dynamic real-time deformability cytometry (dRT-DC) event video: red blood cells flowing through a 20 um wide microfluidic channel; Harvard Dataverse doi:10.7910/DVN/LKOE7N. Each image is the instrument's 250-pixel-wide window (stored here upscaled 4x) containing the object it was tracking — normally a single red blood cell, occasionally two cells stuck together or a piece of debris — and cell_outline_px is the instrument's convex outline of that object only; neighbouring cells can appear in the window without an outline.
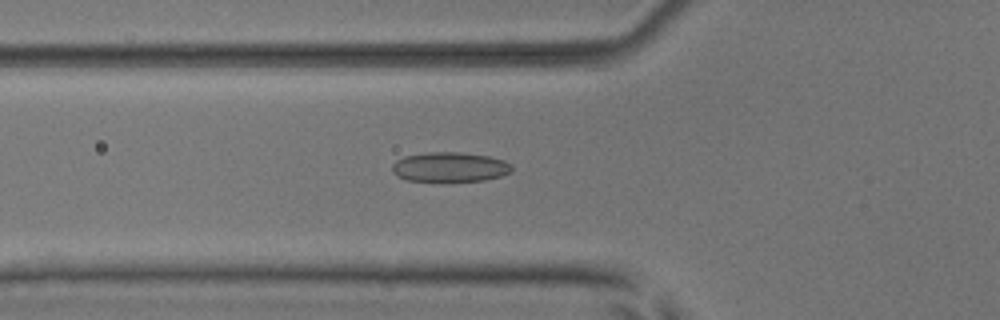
{"species": "common noctule bat (a hibernating species)", "species_latin": "Nyctalus noctula", "temperature_condition": "room temperature", "stored_images_in_passage": 52, "camera_frame_rate_fps": 3000, "um_per_image_px": 0.085, "animal": {"sex": "male", "body_mass_g": 17.9, "forearm_length_mm": 54.2}, "frame": {"image": 1, "passage_image": 18, "time_ms": 5.667, "image_size_px": [1000, 320], "cell_outline_px": [[512, 172], [500, 176], [484, 180], [408, 180], [396, 176], [392, 172], [392, 164], [396, 160], [404, 156], [428, 152], [460, 152], [488, 156], [504, 160], [512, 164]], "centroid_in_image_um": [38.23, 14.18], "position_along_channel_um": 87.6, "area_um2": 20.52}}
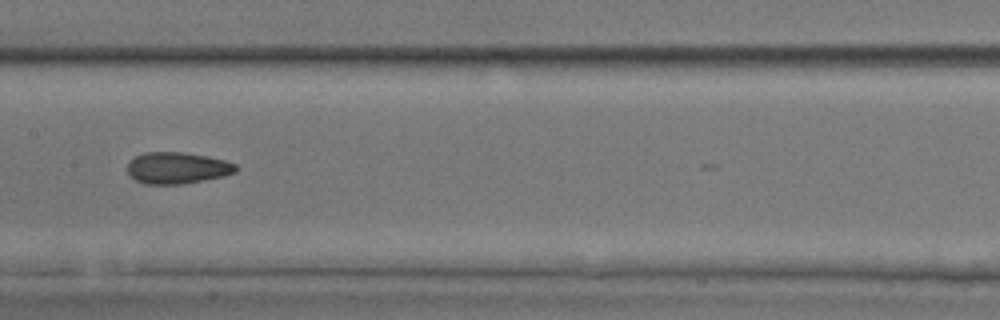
{"frame": {"image": 2, "passage_image": 26, "time_ms": 8.333, "image_size_px": [1000, 320], "cell_outline_px": [[240, 168], [236, 172], [224, 176], [180, 184], [144, 184], [136, 180], [128, 172], [128, 164], [136, 156], [144, 152], [184, 152], [224, 160], [236, 164]], "centroid_in_image_um": [15.09, 14.27], "position_along_channel_um": 192.3, "area_um2": 19.77}}
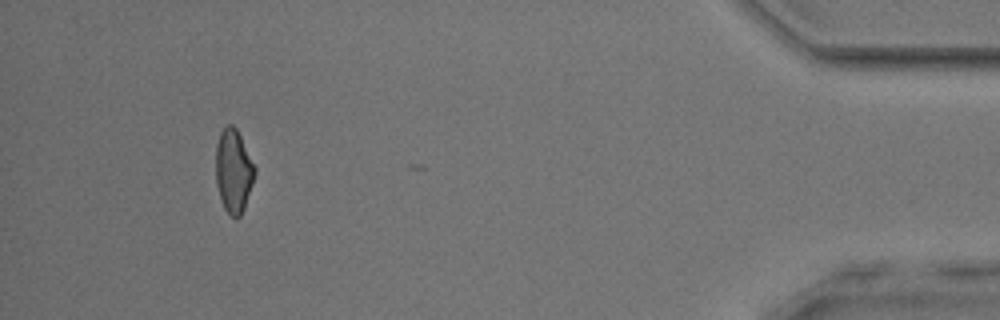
{"frame": {"image": 3, "passage_image": 48, "time_ms": 15.667, "image_size_px": [1000, 320], "cell_outline_px": [[256, 172], [244, 208], [240, 216], [236, 220], [224, 208], [216, 184], [216, 144], [220, 132], [228, 124], [232, 124], [236, 128], [256, 168]], "centroid_in_image_um": [19.84, 14.53], "position_along_channel_um": 415.4, "area_um2": 18.79}, "authors_computed_cell_mechanics": {"area_um2": 19.7676, "velocity_mm_per_s": 3.9203, "shape_relaxation_time_tau1_ms": 5.1004, "shape_relaxation_time_tau2_ms": 3.0357, "deformation_change_tau1": 0.1201, "deformation_change_tau2": 0.1015}}